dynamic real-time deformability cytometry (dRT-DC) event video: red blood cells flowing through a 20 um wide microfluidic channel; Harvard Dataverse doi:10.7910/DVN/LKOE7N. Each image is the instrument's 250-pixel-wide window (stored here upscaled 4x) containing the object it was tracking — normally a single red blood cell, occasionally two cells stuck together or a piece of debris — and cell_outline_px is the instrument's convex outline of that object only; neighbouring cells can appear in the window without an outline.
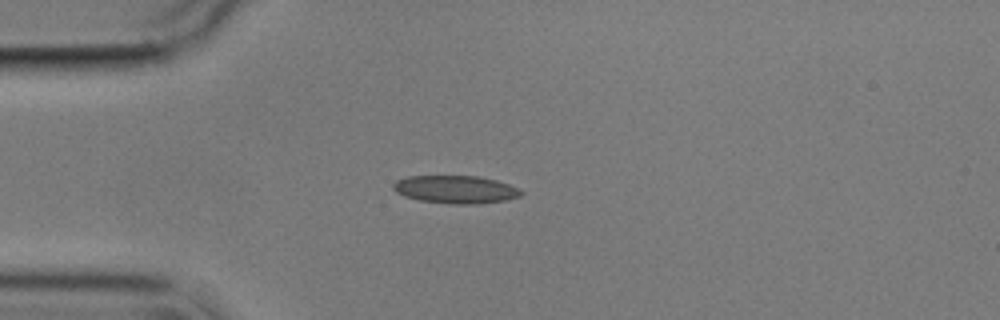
{"species": "common noctule bat (a hibernating species)", "species_latin": "Nyctalus noctula", "temperature_condition": "cold", "stored_images_in_passage": 3, "camera_frame_rate_fps": 3000, "um_per_image_px": 0.085, "animal": {"sex": "male", "body_mass_g": 17.9}, "frame": {"image": 1, "passage_image": 3, "time_ms": 2.333, "image_size_px": [1000, 320], "cell_outline_px": [[524, 192], [520, 196], [504, 200], [480, 204], [452, 204], [420, 200], [404, 196], [396, 192], [392, 188], [392, 184], [396, 180], [408, 176], [480, 176], [496, 180], [520, 188]], "centroid_in_image_um": [38.73, 16.1], "position_along_channel_um": 46.3, "area_um2": 20.87}}